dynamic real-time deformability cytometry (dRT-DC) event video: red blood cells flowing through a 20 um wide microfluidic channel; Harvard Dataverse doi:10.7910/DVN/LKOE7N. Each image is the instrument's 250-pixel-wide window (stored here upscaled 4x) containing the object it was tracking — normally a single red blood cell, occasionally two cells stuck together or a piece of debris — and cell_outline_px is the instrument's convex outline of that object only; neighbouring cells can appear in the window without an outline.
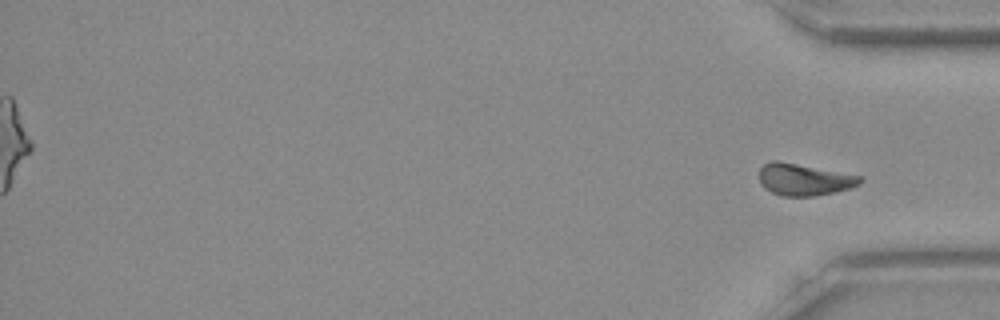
{"species": "Egyptian fruit bat (a non-hibernating species)", "species_latin": "Rousettus aegyptiacus", "temperature_condition": "room temperature", "stored_images_in_passage": 53, "segment_of_instrument_passage": [2, 2], "camera_frame_rate_fps": 3000, "um_per_image_px": 0.085, "frame": {"image": 1, "passage_image": 53, "time_ms": 17.333, "image_size_px": [1000, 320], "cell_outline_px": [[864, 180], [860, 184], [852, 188], [812, 196], [780, 196], [764, 188], [760, 184], [760, 168], [764, 164], [772, 160], [776, 160], [860, 176]], "centroid_in_image_um": [68.32, 15.27], "position_along_channel_um": 366.9, "area_um2": 18.5}}